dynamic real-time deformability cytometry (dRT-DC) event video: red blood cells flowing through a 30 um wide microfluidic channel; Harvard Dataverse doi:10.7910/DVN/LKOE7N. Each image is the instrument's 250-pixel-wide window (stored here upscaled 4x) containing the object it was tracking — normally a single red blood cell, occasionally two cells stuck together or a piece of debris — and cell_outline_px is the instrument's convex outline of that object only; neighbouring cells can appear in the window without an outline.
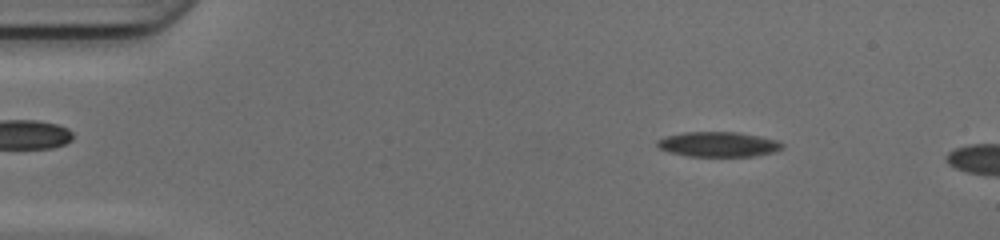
{"species": "common noctule bat (a hibernating species)", "species_latin": "Nyctalus noctula", "temperature_condition": "cold", "stored_images_in_passage": 11, "camera_frame_rate_fps": 3000, "um_per_image_px": 0.085, "animal": {"sex": "female", "body_mass_g": 17.0, "forearm_length_mm": 48.0}, "frame": {"image": 1, "passage_image": 7, "time_ms": 2.0, "image_size_px": [1000, 240], "cell_outline_px": [[780, 148], [772, 152], [752, 156], [688, 156], [672, 152], [660, 148], [656, 144], [660, 140], [668, 136], [688, 132], [736, 132], [776, 140], [780, 144]], "centroid_in_image_um": [61.03, 12.27], "position_along_channel_um": 24.0, "area_um2": 17.46}}